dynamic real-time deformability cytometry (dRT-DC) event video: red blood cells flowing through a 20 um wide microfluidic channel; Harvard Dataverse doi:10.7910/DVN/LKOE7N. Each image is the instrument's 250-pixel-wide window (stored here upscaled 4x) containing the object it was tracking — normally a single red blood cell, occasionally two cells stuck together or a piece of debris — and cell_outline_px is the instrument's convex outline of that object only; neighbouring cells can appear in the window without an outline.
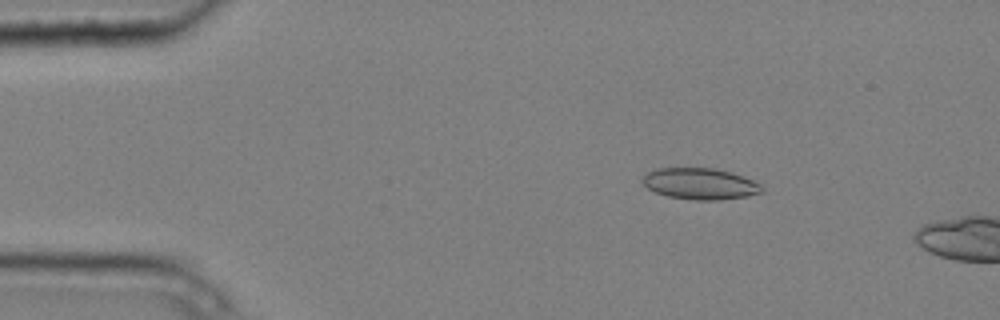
{"species": "common noctule bat (a hibernating species)", "species_latin": "Nyctalus noctula", "temperature_condition": "cold", "stored_images_in_passage": 4, "camera_frame_rate_fps": 3000, "um_per_image_px": 0.085, "animal": {"sex": "male", "body_mass_g": 20.4}, "frame": {"image": 1, "passage_image": 3, "time_ms": 0.667, "image_size_px": [1000, 320], "cell_outline_px": [[764, 192], [748, 196], [720, 200], [692, 200], [668, 196], [656, 192], [648, 188], [640, 180], [648, 172], [656, 168], [712, 168], [732, 172], [744, 176], [760, 184], [764, 188]], "centroid_in_image_um": [59.54, 15.62], "position_along_channel_um": 25.5, "area_um2": 21.91}}